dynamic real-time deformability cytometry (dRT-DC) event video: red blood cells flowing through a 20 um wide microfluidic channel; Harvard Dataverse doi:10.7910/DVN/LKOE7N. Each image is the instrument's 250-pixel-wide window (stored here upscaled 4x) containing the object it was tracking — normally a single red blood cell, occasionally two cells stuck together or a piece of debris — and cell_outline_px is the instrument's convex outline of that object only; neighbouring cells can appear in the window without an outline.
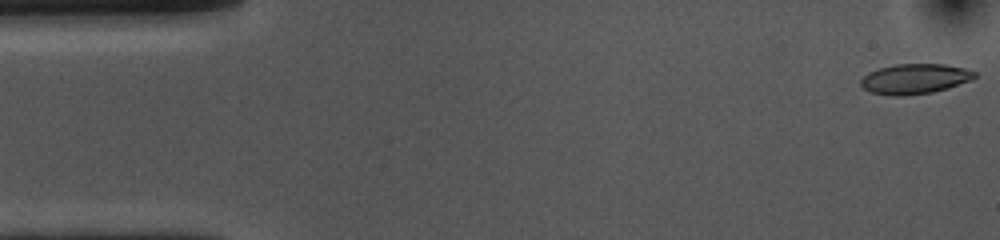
{"species": "common noctule bat (a hibernating species)", "species_latin": "Nyctalus noctula", "temperature_condition": "cold", "stored_images_in_passage": 54, "camera_frame_rate_fps": 3000, "um_per_image_px": 0.085, "animal": {"sex": "female", "body_mass_g": 10.0, "forearm_length_mm": 53.1}, "frame": {"image": 1, "passage_image": 1, "time_ms": 0.0, "image_size_px": [1000, 240], "cell_outline_px": [[976, 76], [972, 80], [948, 88], [932, 92], [904, 96], [892, 96], [872, 92], [864, 88], [860, 84], [860, 80], [868, 72], [880, 68], [896, 64], [944, 64], [964, 68], [976, 72]], "centroid_in_image_um": [77.76, 6.7], "position_along_channel_um": 7.2, "area_um2": 19.94}}
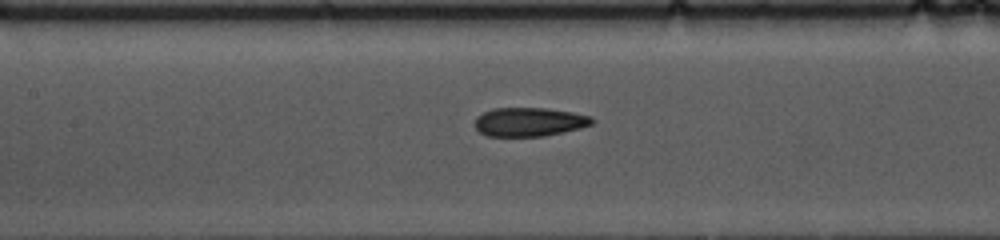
{"frame": {"image": 2, "passage_image": 23, "time_ms": 7.333, "image_size_px": [1000, 240], "cell_outline_px": [[596, 120], [592, 124], [580, 128], [564, 132], [544, 136], [488, 136], [480, 132], [476, 128], [476, 116], [492, 108], [544, 108], [572, 112], [592, 116]], "centroid_in_image_um": [45.02, 10.36], "position_along_channel_um": 162.4, "area_um2": 19.71}}
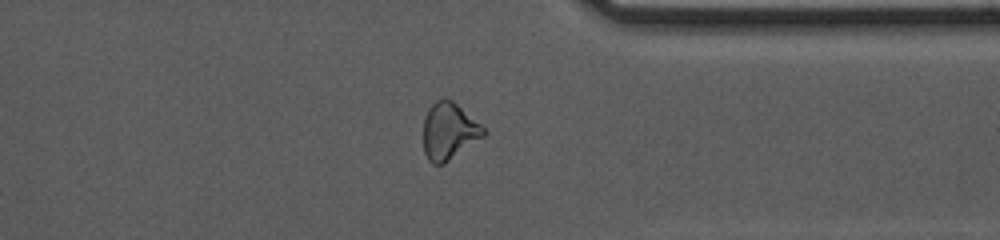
{"frame": {"image": 3, "passage_image": 41, "time_ms": 13.333, "image_size_px": [1000, 240], "cell_outline_px": [[488, 132], [484, 136], [444, 164], [432, 164], [428, 160], [424, 152], [424, 116], [428, 108], [436, 100], [444, 96], [452, 100], [480, 124]], "centroid_in_image_um": [38.15, 11.14], "position_along_channel_um": 373.3, "area_um2": 20.0}, "authors_computed_cell_mechanics": {"area_um2": 20.4612, "velocity_mm_per_s": 3.6345, "shape_relaxation_time_tau1_ms": 6.2766, "shape_relaxation_time_tau2_ms": 2.8798, "deformation_change_tau1": 0.1523, "deformation_change_tau2": 0.0896}}